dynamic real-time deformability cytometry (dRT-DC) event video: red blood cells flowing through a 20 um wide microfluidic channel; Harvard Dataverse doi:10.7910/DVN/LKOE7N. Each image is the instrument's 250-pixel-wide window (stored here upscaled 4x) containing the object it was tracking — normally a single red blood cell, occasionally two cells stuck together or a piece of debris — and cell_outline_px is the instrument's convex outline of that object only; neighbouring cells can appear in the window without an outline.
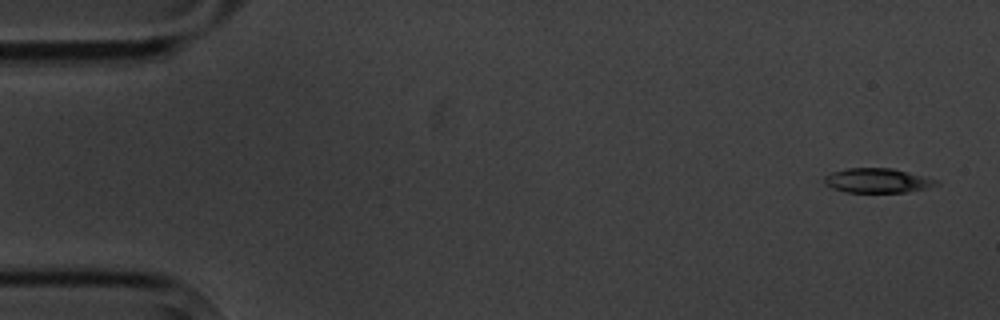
{"species": "common noctule bat (a hibernating species)", "species_latin": "Nyctalus noctula", "temperature_condition": "cold", "stored_images_in_passage": 4, "camera_frame_rate_fps": 3000, "um_per_image_px": 0.085, "animal": {"sex": "male", "body_mass_g": 20.1, "forearm_length_mm": 53.5}, "frame": {"image": 1, "passage_image": 1, "time_ms": 0.0, "image_size_px": [1000, 320], "cell_outline_px": [[940, 184], [928, 188], [904, 192], [844, 192], [832, 188], [824, 180], [824, 176], [832, 172], [848, 168], [892, 168], [908, 172], [936, 180]], "centroid_in_image_um": [74.57, 15.35], "position_along_channel_um": 10.4, "area_um2": 15.78}}
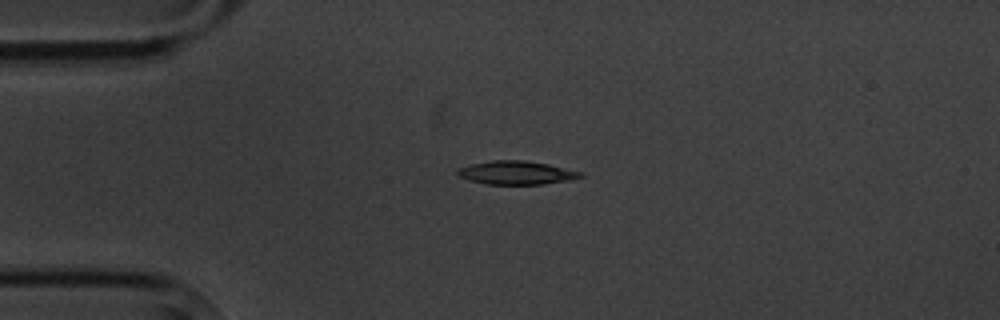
{"frame": {"image": 2, "passage_image": 4, "time_ms": 3.667, "image_size_px": [1000, 320], "cell_outline_px": [[584, 176], [572, 180], [544, 184], [488, 184], [468, 180], [456, 176], [456, 172], [460, 168], [472, 164], [492, 160], [524, 160], [548, 164], [584, 172]], "centroid_in_image_um": [43.93, 14.68], "position_along_channel_um": 41.1, "area_um2": 16.94}}